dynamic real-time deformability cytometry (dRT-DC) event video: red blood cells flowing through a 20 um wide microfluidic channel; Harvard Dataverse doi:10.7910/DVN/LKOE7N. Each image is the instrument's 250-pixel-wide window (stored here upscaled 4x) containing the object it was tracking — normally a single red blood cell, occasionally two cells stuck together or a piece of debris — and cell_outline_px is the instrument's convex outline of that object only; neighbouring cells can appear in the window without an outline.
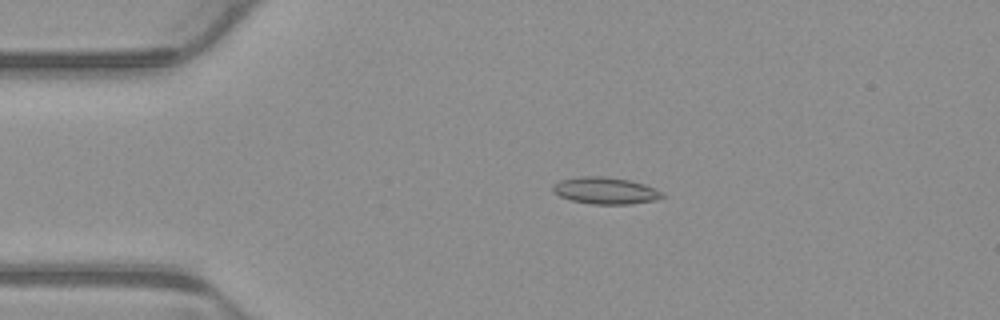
{"species": "common noctule bat (a hibernating species)", "species_latin": "Nyctalus noctula", "temperature_condition": "warm", "stored_images_in_passage": 3, "camera_frame_rate_fps": 3000, "um_per_image_px": 0.085, "animal": {"sex": "male", "body_mass_g": 23.1, "forearm_length_mm": 52.7}, "frame": {"image": 1, "passage_image": 3, "time_ms": 0.667, "image_size_px": [1000, 320], "cell_outline_px": [[668, 196], [656, 200], [628, 204], [592, 204], [572, 200], [560, 196], [552, 192], [552, 188], [560, 180], [580, 176], [604, 176], [632, 180], [644, 184], [664, 192]], "centroid_in_image_um": [51.51, 16.2], "position_along_channel_um": 33.5, "area_um2": 17.22}}